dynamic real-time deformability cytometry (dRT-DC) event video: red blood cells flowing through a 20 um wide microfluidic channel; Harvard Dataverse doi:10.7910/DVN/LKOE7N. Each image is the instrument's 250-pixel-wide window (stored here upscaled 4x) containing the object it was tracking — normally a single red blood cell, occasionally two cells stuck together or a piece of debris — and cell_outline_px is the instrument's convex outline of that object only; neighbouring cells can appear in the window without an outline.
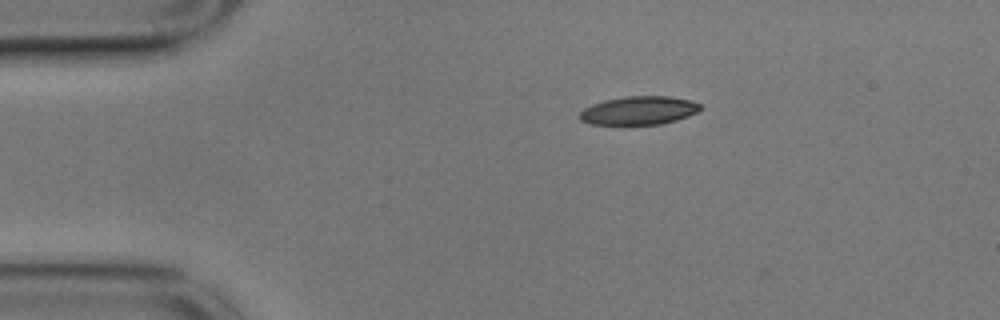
{"species": "common noctule bat (a hibernating species)", "species_latin": "Nyctalus noctula", "temperature_condition": "cold", "stored_images_in_passage": 6, "camera_frame_rate_fps": 3000, "um_per_image_px": 0.085, "animal": {"sex": "male", "body_mass_g": 17.9}, "frame": {"image": 1, "passage_image": 1, "time_ms": 0.0, "image_size_px": [1000, 320], "cell_outline_px": [[704, 108], [688, 116], [676, 120], [660, 124], [588, 124], [580, 120], [580, 112], [584, 108], [592, 104], [608, 100], [628, 96], [668, 96], [692, 100], [700, 104]], "centroid_in_image_um": [54.34, 9.39], "position_along_channel_um": 30.7, "area_um2": 19.88}}